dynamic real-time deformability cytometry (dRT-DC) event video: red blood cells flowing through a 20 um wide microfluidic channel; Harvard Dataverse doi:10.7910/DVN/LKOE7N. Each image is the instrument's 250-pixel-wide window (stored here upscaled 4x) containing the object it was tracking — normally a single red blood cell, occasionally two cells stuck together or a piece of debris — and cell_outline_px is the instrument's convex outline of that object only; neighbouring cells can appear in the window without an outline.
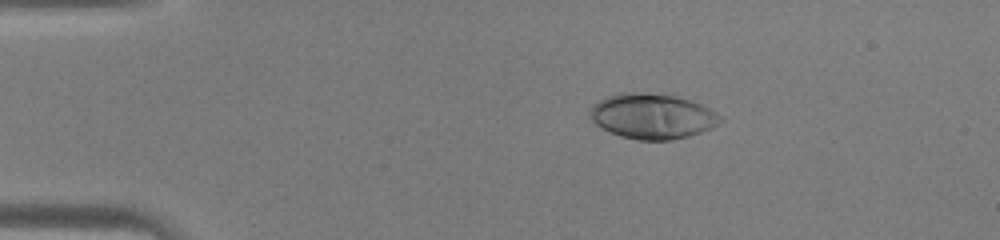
{"species": "human", "species_latin": "Homo sapiens", "temperature_condition": "warm", "stored_images_in_passage": 37, "camera_frame_rate_fps": 3000, "um_per_image_px": 0.085, "donor": {"sex": "male"}, "frame": {"image": 1, "passage_image": 1, "time_ms": 0.0, "image_size_px": [1000, 240], "cell_outline_px": [[724, 120], [700, 132], [688, 136], [672, 140], [636, 140], [620, 136], [596, 124], [592, 120], [592, 104], [608, 96], [620, 92], [644, 92], [676, 96], [700, 104], [716, 112]], "centroid_in_image_um": [55.45, 9.87], "position_along_channel_um": 29.6, "area_um2": 33.93}}
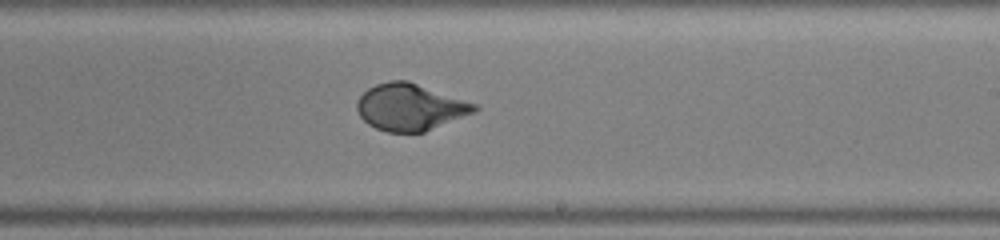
{"frame": {"image": 2, "passage_image": 20, "time_ms": 6.333, "image_size_px": [1000, 240], "cell_outline_px": [[480, 108], [476, 112], [424, 132], [388, 132], [376, 128], [368, 124], [360, 116], [356, 108], [356, 100], [368, 88], [376, 84], [388, 80], [408, 80], [476, 104]], "centroid_in_image_um": [34.85, 9.1], "position_along_channel_um": 254.2, "area_um2": 32.02}}
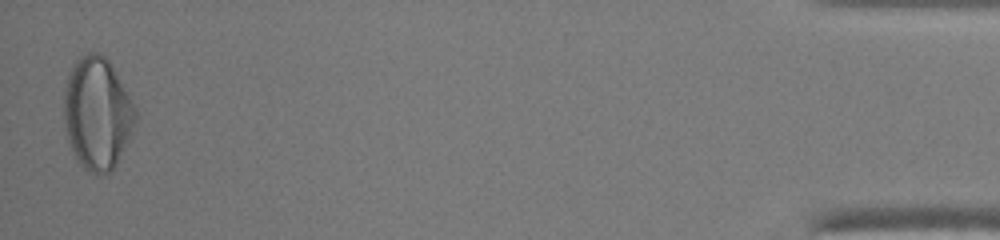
{"frame": {"image": 3, "passage_image": 37, "time_ms": 12.0, "image_size_px": [1000, 240], "cell_outline_px": [[136, 116], [128, 140], [112, 172], [100, 176], [84, 168], [80, 164], [68, 140], [64, 124], [64, 88], [68, 72], [72, 64], [84, 52], [100, 52], [108, 60], [136, 108]], "centroid_in_image_um": [8.24, 9.62], "position_along_channel_um": 427.0, "area_um2": 46.64}}